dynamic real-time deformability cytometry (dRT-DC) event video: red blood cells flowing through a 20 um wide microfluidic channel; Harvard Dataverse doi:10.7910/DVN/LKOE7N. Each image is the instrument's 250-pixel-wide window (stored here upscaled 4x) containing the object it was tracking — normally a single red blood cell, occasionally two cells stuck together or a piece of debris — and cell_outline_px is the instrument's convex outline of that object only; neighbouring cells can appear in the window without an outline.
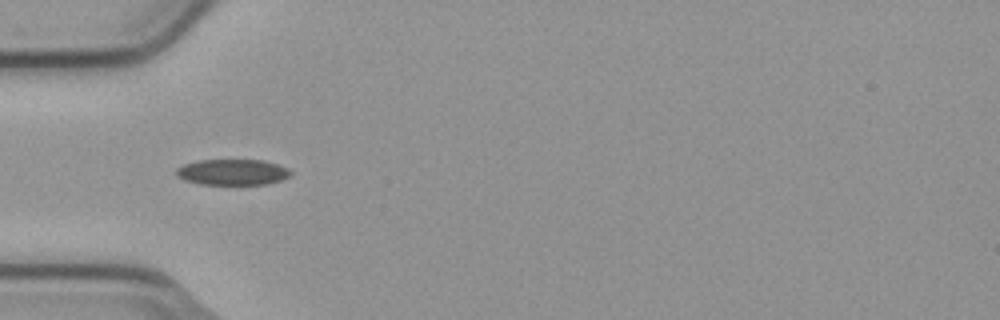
{"species": "common noctule bat (a hibernating species)", "species_latin": "Nyctalus noctula", "temperature_condition": "cold", "stored_images_in_passage": 10, "camera_frame_rate_fps": 3000, "um_per_image_px": 0.085, "animal": {"sex": "male", "body_mass_g": 23.1, "forearm_length_mm": 52.7}, "frame": {"image": 1, "passage_image": 5, "time_ms": 1.333, "image_size_px": [1000, 320], "cell_outline_px": [[292, 172], [288, 176], [280, 180], [268, 184], [200, 184], [184, 180], [176, 176], [176, 168], [184, 164], [200, 160], [264, 160], [288, 168]], "centroid_in_image_um": [19.74, 14.63], "position_along_channel_um": 65.3, "area_um2": 17.17}}
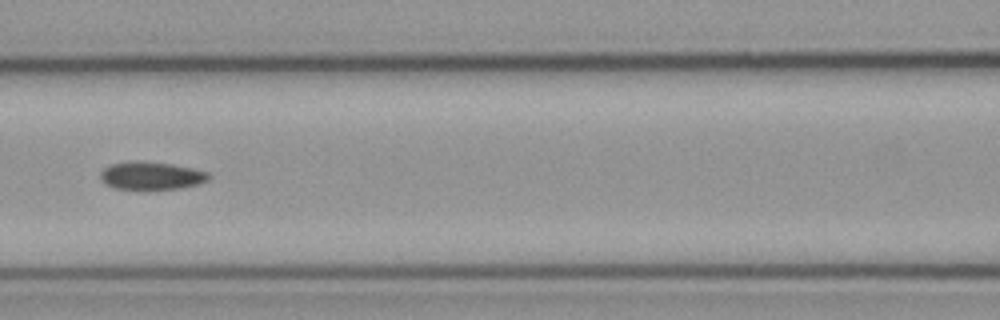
{"frame": {"image": 2, "passage_image": 7, "time_ms": 2.0, "image_size_px": [1000, 320], "cell_outline_px": [[212, 176], [208, 180], [200, 184], [180, 188], [112, 188], [104, 184], [100, 180], [100, 172], [104, 168], [112, 164], [136, 160], [172, 164], [192, 168], [208, 172]], "centroid_in_image_um": [12.86, 14.92], "position_along_channel_um": 153.7, "area_um2": 17.51}}
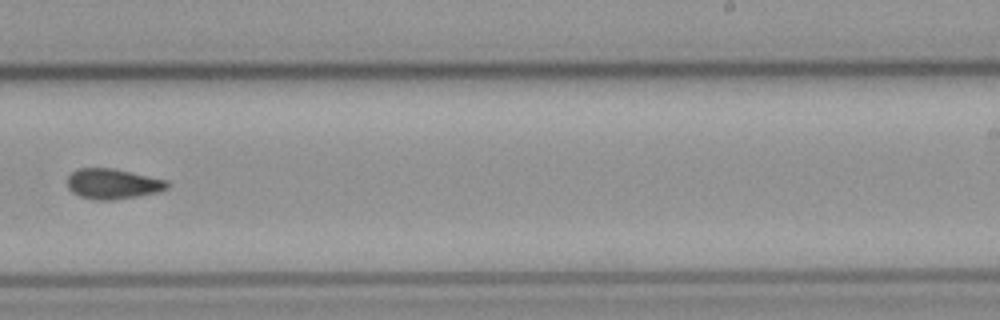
{"frame": {"image": 3, "passage_image": 10, "time_ms": 3.0, "image_size_px": [1000, 320], "cell_outline_px": [[168, 188], [156, 192], [136, 196], [112, 200], [92, 200], [80, 196], [72, 192], [68, 188], [68, 176], [72, 172], [80, 168], [112, 168], [168, 180]], "centroid_in_image_um": [9.57, 15.63], "position_along_channel_um": 279.4, "area_um2": 17.51}}